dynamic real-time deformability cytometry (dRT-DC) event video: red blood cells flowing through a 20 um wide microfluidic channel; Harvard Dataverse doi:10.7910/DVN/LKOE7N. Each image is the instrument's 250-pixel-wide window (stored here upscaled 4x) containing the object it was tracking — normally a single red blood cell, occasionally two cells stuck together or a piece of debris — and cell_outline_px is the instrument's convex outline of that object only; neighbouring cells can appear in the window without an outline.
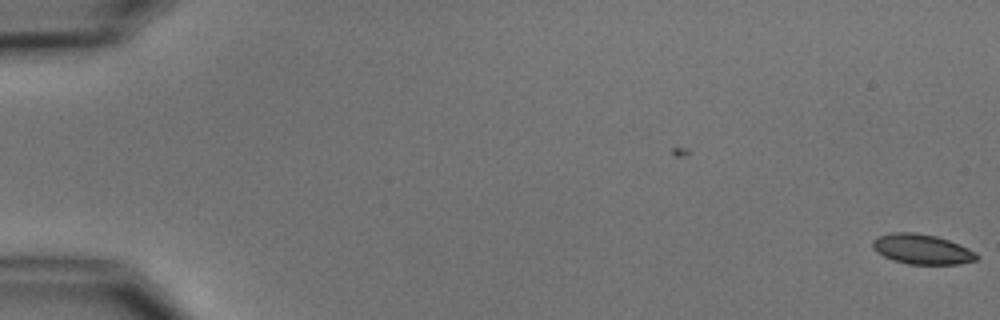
{"species": "common noctule bat (a hibernating species)", "species_latin": "Nyctalus noctula", "temperature_condition": "cold", "stored_images_in_passage": 2, "camera_frame_rate_fps": 3000, "um_per_image_px": 0.085, "animal": {"sex": "male", "body_mass_g": 15.6}, "frame": {"image": 1, "passage_image": 2, "time_ms": 1.333, "image_size_px": [1000, 320], "cell_outline_px": [[980, 256], [976, 260], [960, 264], [908, 264], [892, 260], [876, 252], [872, 248], [872, 240], [876, 236], [892, 232], [916, 232], [936, 236], [948, 240], [968, 248], [976, 252]], "centroid_in_image_um": [78.34, 21.17], "position_along_channel_um": 6.7, "area_um2": 18.38}}